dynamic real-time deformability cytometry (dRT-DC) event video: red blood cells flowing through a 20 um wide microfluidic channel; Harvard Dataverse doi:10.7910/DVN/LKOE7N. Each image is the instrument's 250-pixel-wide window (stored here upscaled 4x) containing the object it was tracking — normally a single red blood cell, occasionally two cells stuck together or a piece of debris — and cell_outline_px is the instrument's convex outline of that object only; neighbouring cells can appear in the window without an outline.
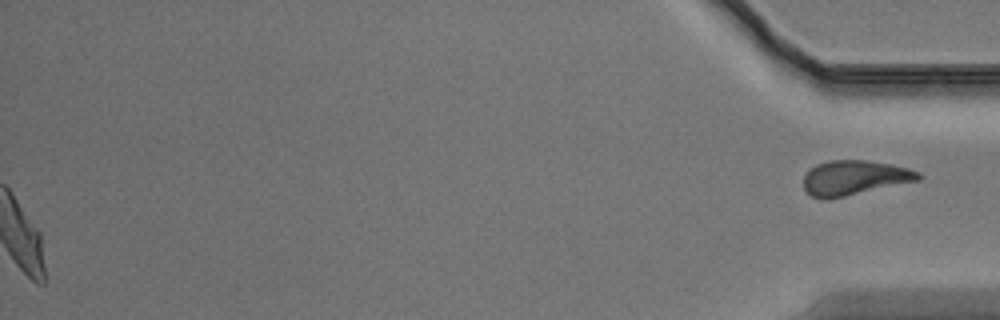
{"species": "Egyptian fruit bat (a non-hibernating species)", "species_latin": "Rousettus aegyptiacus", "temperature_condition": "warm", "stored_images_in_passage": 48, "segment_of_instrument_passage": [2, 2], "camera_frame_rate_fps": 3000, "um_per_image_px": 0.085, "animal": {"sex": "male"}, "frame": {"image": 1, "passage_image": 48, "time_ms": 15.667, "image_size_px": [1000, 320], "cell_outline_px": [[920, 180], [844, 196], [824, 200], [812, 196], [804, 188], [804, 176], [816, 164], [828, 160], [864, 160], [892, 164], [908, 168], [920, 172]], "centroid_in_image_um": [72.63, 15.1], "position_along_channel_um": 362.6, "area_um2": 23.0}}